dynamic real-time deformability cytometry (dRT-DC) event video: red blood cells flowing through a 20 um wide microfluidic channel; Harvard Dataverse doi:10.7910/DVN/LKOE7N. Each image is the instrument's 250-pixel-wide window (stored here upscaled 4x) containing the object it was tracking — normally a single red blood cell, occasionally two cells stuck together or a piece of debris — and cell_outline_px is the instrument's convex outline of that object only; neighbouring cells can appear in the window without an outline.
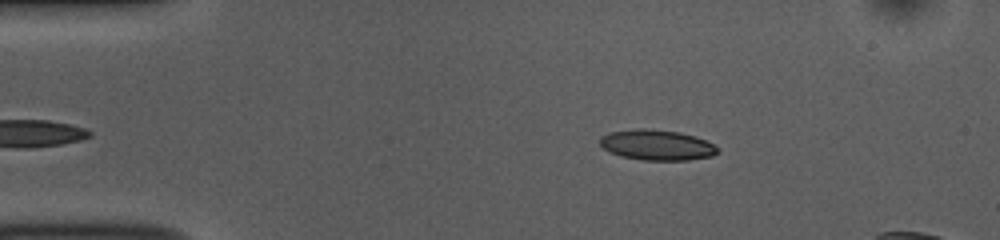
{"species": "common noctule bat (a hibernating species)", "species_latin": "Nyctalus noctula", "temperature_condition": "room temperature", "stored_images_in_passage": 40, "camera_frame_rate_fps": 3000, "um_per_image_px": 0.085, "animal": {"sex": "female", "body_mass_g": 10.0, "forearm_length_mm": 53.1}, "frame": {"image": 1, "passage_image": 4, "time_ms": 1.0, "image_size_px": [1000, 240], "cell_outline_px": [[720, 152], [712, 156], [688, 160], [640, 160], [620, 156], [608, 152], [600, 144], [600, 136], [608, 132], [636, 128], [644, 128], [680, 132], [696, 136], [720, 148]], "centroid_in_image_um": [55.82, 12.32], "position_along_channel_um": 29.2, "area_um2": 21.15}}
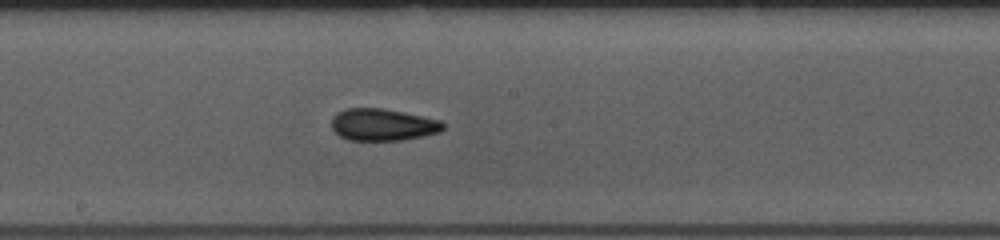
{"frame": {"image": 2, "passage_image": 23, "time_ms": 7.333, "image_size_px": [1000, 240], "cell_outline_px": [[444, 128], [440, 132], [404, 140], [348, 140], [340, 136], [332, 128], [332, 116], [336, 112], [344, 108], [380, 108], [404, 112], [440, 120], [444, 124]], "centroid_in_image_um": [32.51, 10.59], "position_along_channel_um": 215.7, "area_um2": 20.87}}
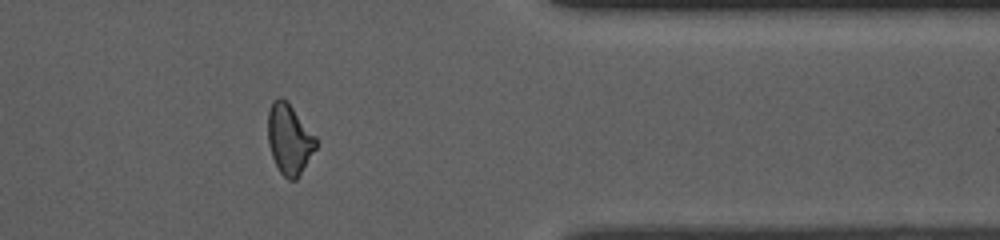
{"frame": {"image": 3, "passage_image": 38, "time_ms": 12.333, "image_size_px": [1000, 240], "cell_outline_px": [[316, 148], [300, 176], [296, 180], [288, 180], [280, 172], [272, 156], [268, 144], [268, 112], [272, 100], [280, 96], [292, 108], [316, 136]], "centroid_in_image_um": [24.58, 11.86], "position_along_channel_um": 386.8, "area_um2": 19.54}, "authors_computed_cell_mechanics": {"area_um2": 20.6635, "velocity_mm_per_s": 3.7508, "shape_relaxation_time_tau1_ms": 7.5731, "shape_relaxation_time_tau2_ms": 2.4375, "deformation_change_tau1": 0.1588, "deformation_change_tau2": 0.093}}